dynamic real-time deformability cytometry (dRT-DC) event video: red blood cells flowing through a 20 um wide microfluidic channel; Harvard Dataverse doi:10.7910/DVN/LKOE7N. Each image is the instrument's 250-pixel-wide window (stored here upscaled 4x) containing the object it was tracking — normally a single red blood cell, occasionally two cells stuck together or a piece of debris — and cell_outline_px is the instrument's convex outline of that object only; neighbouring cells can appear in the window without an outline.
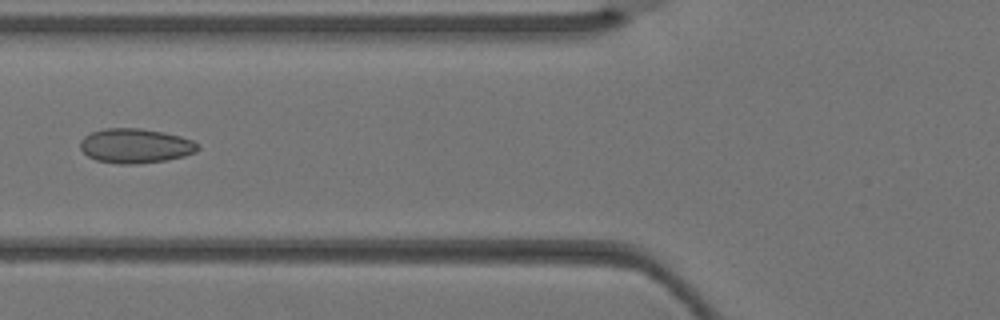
{"species": "Egyptian fruit bat (a non-hibernating species)", "species_latin": "Rousettus aegyptiacus", "temperature_condition": "warm", "stored_images_in_passage": 3, "camera_frame_rate_fps": 3000, "um_per_image_px": 0.085, "animal": {"sex": "female"}, "frame": {"image": 1, "passage_image": 3, "time_ms": 0.667, "image_size_px": [1000, 320], "cell_outline_px": [[200, 148], [196, 152], [184, 156], [164, 160], [132, 164], [120, 164], [96, 160], [88, 156], [80, 148], [80, 140], [84, 136], [92, 132], [104, 128], [140, 128], [180, 136], [192, 140], [200, 144]], "centroid_in_image_um": [11.51, 12.39], "position_along_channel_um": 114.3, "area_um2": 23.58}}